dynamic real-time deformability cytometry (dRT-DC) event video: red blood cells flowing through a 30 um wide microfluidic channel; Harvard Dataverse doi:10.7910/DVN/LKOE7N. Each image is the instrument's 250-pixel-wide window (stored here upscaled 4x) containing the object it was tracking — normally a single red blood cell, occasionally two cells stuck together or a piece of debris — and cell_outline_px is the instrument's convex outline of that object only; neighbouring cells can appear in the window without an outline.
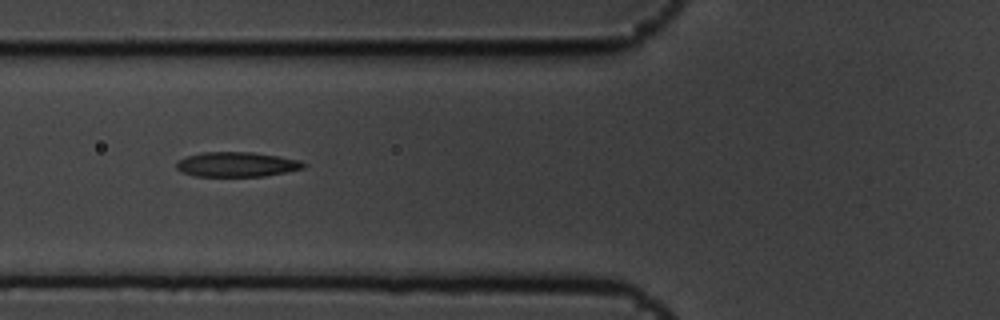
{"species": "common noctule bat (a hibernating species)", "species_latin": "Nyctalus noctula", "temperature_condition": "cold", "stored_images_in_passage": 11, "segment_of_instrument_passage": [1, 2], "camera_frame_rate_fps": 3000, "um_per_image_px": 0.085, "animal": {"sex": "male", "body_mass_g": 19.5, "forearm_length_mm": 54.6}, "frame": {"image": 1, "passage_image": 3, "time_ms": 0.667, "image_size_px": [1000, 320], "cell_outline_px": [[308, 164], [304, 168], [264, 176], [192, 176], [180, 172], [176, 168], [176, 164], [180, 160], [188, 156], [200, 152], [252, 152], [300, 160]], "centroid_in_image_um": [20.1, 13.98], "position_along_channel_um": 105.7, "area_um2": 18.32}}
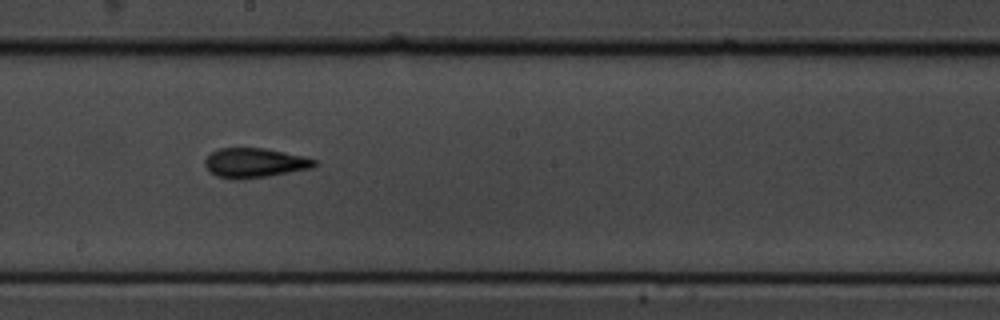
{"frame": {"image": 2, "passage_image": 6, "time_ms": 1.667, "image_size_px": [1000, 320], "cell_outline_px": [[320, 164], [312, 168], [268, 176], [240, 180], [232, 180], [216, 176], [208, 172], [204, 164], [204, 160], [212, 152], [220, 148], [264, 148], [304, 156], [316, 160]], "centroid_in_image_um": [21.63, 13.86], "position_along_channel_um": 226.6, "area_um2": 19.13}}
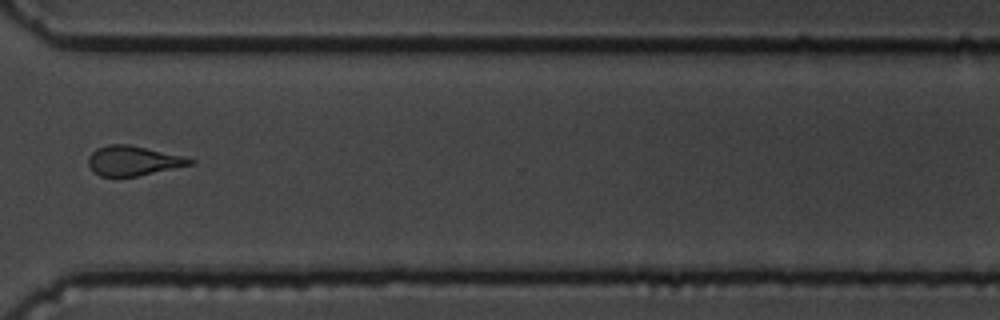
{"frame": {"image": 3, "passage_image": 9, "time_ms": 2.667, "image_size_px": [1000, 320], "cell_outline_px": [[196, 164], [136, 176], [100, 176], [92, 172], [88, 164], [88, 156], [96, 148], [108, 144], [128, 144], [184, 156], [196, 160]], "centroid_in_image_um": [11.33, 13.66], "position_along_channel_um": 359.3, "area_um2": 17.74}}